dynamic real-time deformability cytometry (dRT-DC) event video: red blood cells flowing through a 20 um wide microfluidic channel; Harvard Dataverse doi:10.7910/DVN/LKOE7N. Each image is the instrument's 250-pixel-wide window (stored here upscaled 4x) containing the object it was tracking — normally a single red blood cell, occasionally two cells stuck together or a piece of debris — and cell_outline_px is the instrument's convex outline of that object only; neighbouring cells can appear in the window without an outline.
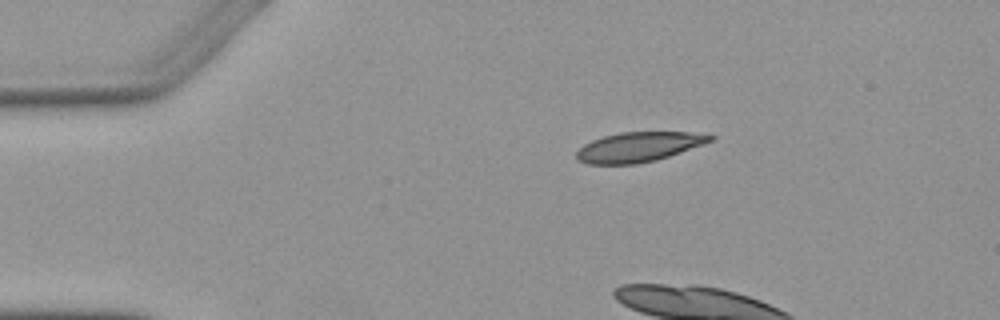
{"species": "Egyptian fruit bat (a non-hibernating species)", "species_latin": "Rousettus aegyptiacus", "temperature_condition": "warm", "stored_images_in_passage": 5, "camera_frame_rate_fps": 3000, "um_per_image_px": 0.085, "animal": {"sex": "female"}, "frame": {"image": 1, "passage_image": 1, "time_ms": 0.0, "image_size_px": [1000, 320], "cell_outline_px": [[716, 136], [712, 140], [704, 144], [656, 160], [636, 164], [588, 164], [576, 160], [576, 152], [584, 144], [592, 140], [604, 136], [620, 132], [688, 132]], "centroid_in_image_um": [54.25, 12.49], "position_along_channel_um": 30.7, "area_um2": 23.06}}
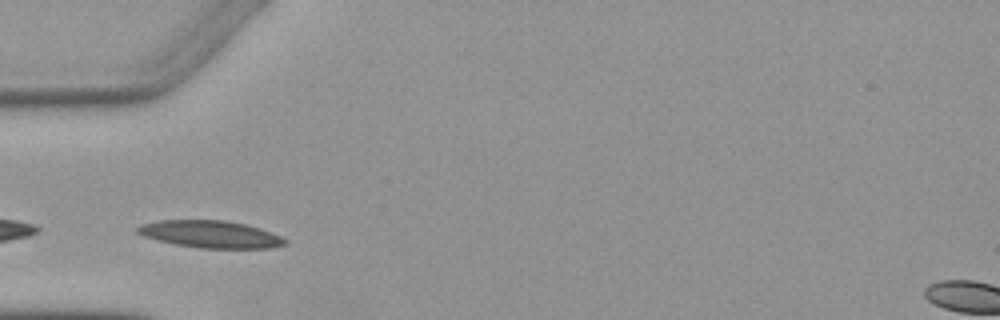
{"frame": {"image": 2, "passage_image": 3, "time_ms": 3.333, "image_size_px": [1000, 320], "cell_outline_px": [[288, 244], [268, 248], [200, 248], [176, 244], [144, 236], [136, 232], [136, 228], [144, 224], [160, 220], [224, 220], [244, 224], [260, 228], [272, 232], [288, 240]], "centroid_in_image_um": [17.94, 19.91], "position_along_channel_um": 67.1, "area_um2": 23.18}}
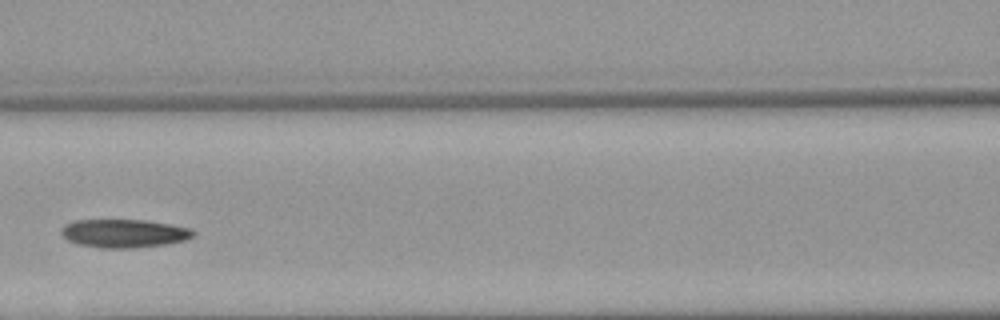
{"frame": {"image": 3, "passage_image": 5, "time_ms": 5.667, "image_size_px": [1000, 320], "cell_outline_px": [[196, 232], [192, 236], [184, 240], [168, 244], [132, 248], [100, 248], [76, 244], [68, 240], [60, 232], [60, 228], [64, 224], [72, 220], [144, 220], [192, 228]], "centroid_in_image_um": [10.5, 19.84], "position_along_channel_um": 156.1, "area_um2": 21.96}}